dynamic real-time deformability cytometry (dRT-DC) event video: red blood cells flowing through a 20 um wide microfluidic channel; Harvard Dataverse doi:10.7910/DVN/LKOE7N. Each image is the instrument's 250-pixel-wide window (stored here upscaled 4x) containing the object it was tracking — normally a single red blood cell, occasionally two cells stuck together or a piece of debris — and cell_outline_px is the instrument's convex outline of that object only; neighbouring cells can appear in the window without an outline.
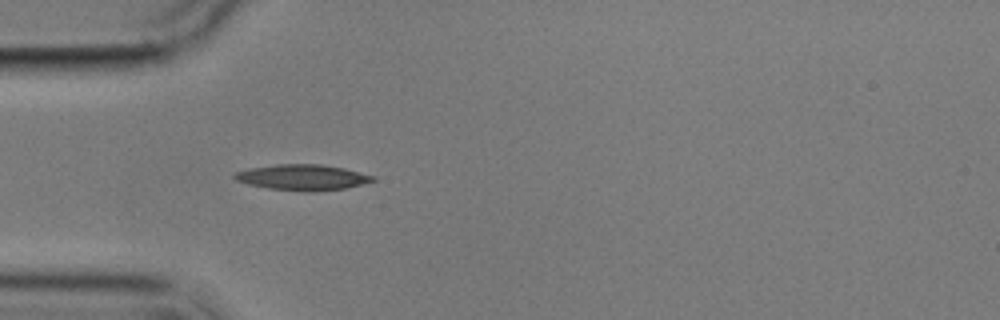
{"species": "common noctule bat (a hibernating species)", "species_latin": "Nyctalus noctula", "temperature_condition": "cold", "stored_images_in_passage": 1, "camera_frame_rate_fps": 3000, "um_per_image_px": 0.085, "animal": {"sex": "male", "body_mass_g": 17.9}, "frame": {"image": 1, "passage_image": 1, "time_ms": 0.0, "image_size_px": [1000, 320], "cell_outline_px": [[376, 180], [344, 188], [304, 192], [268, 188], [248, 184], [236, 180], [232, 176], [236, 172], [248, 168], [276, 164], [320, 164], [344, 168], [376, 176]], "centroid_in_image_um": [25.69, 15.06], "position_along_channel_um": 59.3, "area_um2": 20.63}}